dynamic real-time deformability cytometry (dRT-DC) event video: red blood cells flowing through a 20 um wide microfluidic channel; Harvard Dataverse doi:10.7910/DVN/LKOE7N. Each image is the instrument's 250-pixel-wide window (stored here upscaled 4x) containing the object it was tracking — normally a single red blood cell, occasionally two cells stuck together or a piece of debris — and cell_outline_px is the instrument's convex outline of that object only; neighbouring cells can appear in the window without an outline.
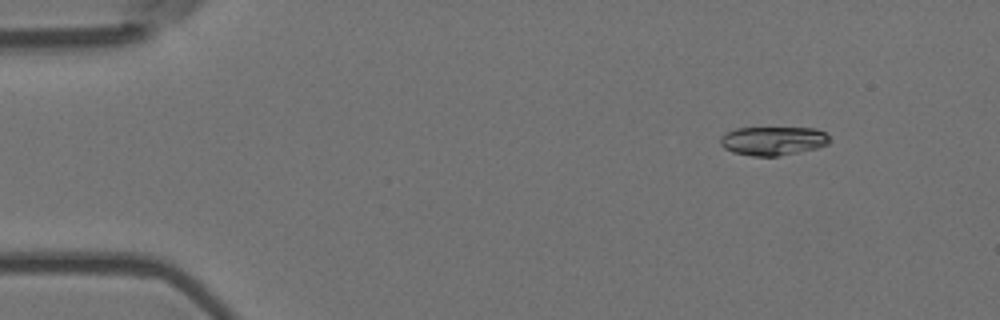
{"species": "Egyptian fruit bat (a non-hibernating species)", "species_latin": "Rousettus aegyptiacus", "temperature_condition": "room temperature", "stored_images_in_passage": 3, "camera_frame_rate_fps": 3000, "um_per_image_px": 0.085, "animal": {"sex": "female"}, "frame": {"image": 1, "passage_image": 1, "time_ms": 0.0, "image_size_px": [1000, 320], "cell_outline_px": [[828, 144], [816, 148], [776, 156], [752, 156], [732, 152], [724, 148], [720, 144], [720, 136], [736, 128], [816, 128], [824, 132], [828, 136]], "centroid_in_image_um": [65.67, 11.97], "position_along_channel_um": 19.3, "area_um2": 18.15}}